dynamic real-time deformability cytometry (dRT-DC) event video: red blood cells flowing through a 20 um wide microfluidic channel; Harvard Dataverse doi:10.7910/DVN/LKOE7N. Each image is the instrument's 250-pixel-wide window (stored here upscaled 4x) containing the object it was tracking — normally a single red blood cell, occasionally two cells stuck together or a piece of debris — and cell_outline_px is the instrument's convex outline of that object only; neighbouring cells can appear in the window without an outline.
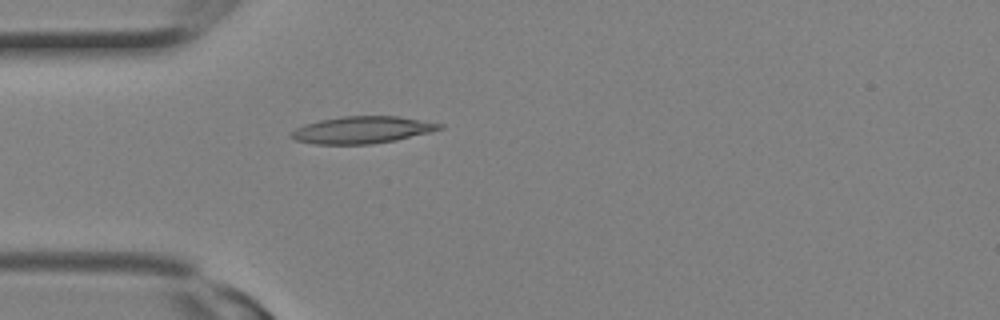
{"species": "Egyptian fruit bat (a non-hibernating species)", "species_latin": "Rousettus aegyptiacus", "temperature_condition": "room temperature", "stored_images_in_passage": 3, "camera_frame_rate_fps": 3000, "um_per_image_px": 0.085, "animal": {"sex": "female"}, "frame": {"image": 1, "passage_image": 3, "time_ms": 0.667, "image_size_px": [1000, 320], "cell_outline_px": [[444, 128], [432, 132], [396, 140], [372, 144], [316, 144], [296, 140], [288, 136], [288, 132], [304, 124], [320, 120], [344, 116], [396, 116], [444, 124]], "centroid_in_image_um": [30.77, 11.04], "position_along_channel_um": 54.2, "area_um2": 23.47}}